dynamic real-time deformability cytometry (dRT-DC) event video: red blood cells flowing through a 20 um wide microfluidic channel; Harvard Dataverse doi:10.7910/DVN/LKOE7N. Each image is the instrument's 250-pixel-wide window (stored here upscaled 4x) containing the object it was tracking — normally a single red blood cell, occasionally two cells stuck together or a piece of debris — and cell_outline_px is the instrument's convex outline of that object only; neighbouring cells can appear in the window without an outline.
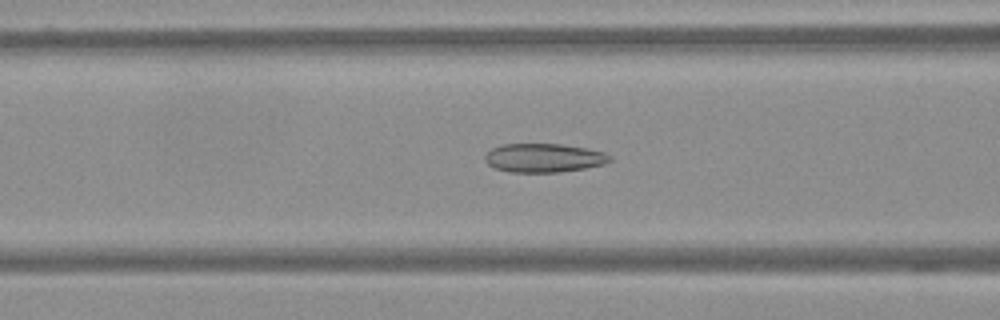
{"species": "Egyptian fruit bat (a non-hibernating species)", "species_latin": "Rousettus aegyptiacus", "temperature_condition": "warm", "stored_images_in_passage": 49, "camera_frame_rate_fps": 3000, "um_per_image_px": 0.085, "frame": {"image": 1, "passage_image": 14, "time_ms": 4.333, "image_size_px": [1000, 320], "cell_outline_px": [[612, 160], [604, 164], [584, 168], [560, 172], [508, 172], [496, 168], [488, 164], [484, 160], [484, 156], [492, 148], [504, 144], [560, 144], [588, 148], [604, 152], [612, 156]], "centroid_in_image_um": [46.24, 13.42], "position_along_channel_um": 120.4, "area_um2": 20.98}}
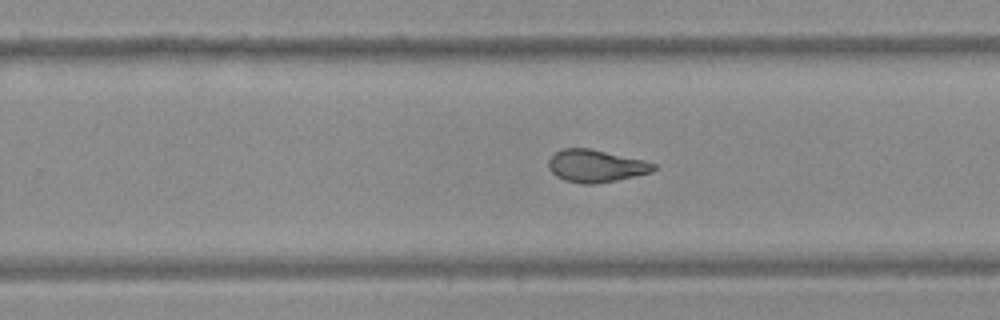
{"frame": {"image": 2, "passage_image": 28, "time_ms": 9.0, "image_size_px": [1000, 320], "cell_outline_px": [[656, 168], [652, 172], [616, 180], [596, 184], [580, 184], [564, 180], [556, 176], [548, 168], [548, 160], [560, 148], [588, 148], [644, 160], [656, 164]], "centroid_in_image_um": [50.62, 14.11], "position_along_channel_um": 279.2, "area_um2": 19.88}}
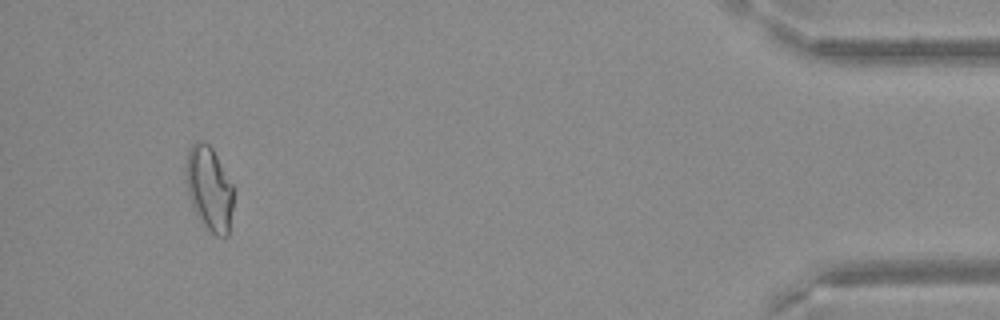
{"frame": {"image": 3, "passage_image": 46, "time_ms": 15.0, "image_size_px": [1000, 320], "cell_outline_px": [[236, 192], [228, 236], [216, 236], [200, 220], [188, 196], [184, 172], [188, 148], [196, 140], [200, 140], [208, 144], [212, 148], [236, 188]], "centroid_in_image_um": [17.81, 15.99], "position_along_channel_um": 417.4, "area_um2": 23.99}}